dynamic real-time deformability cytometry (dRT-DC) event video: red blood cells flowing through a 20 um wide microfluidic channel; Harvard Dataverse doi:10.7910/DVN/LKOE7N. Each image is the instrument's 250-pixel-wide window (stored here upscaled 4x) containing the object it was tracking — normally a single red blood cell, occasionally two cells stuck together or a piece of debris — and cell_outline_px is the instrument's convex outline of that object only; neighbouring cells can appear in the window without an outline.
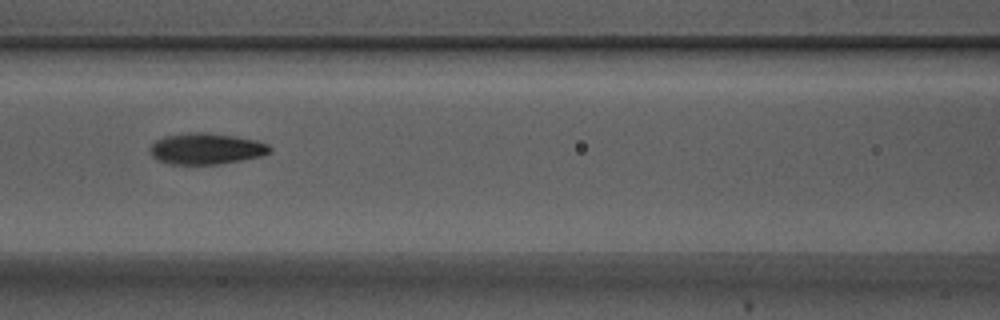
{"species": "Egyptian fruit bat (a non-hibernating species)", "species_latin": "Rousettus aegyptiacus", "temperature_condition": "warm", "stored_images_in_passage": 3, "camera_frame_rate_fps": 3000, "um_per_image_px": 0.085, "animal": {"sex": "male"}, "frame": {"image": 1, "passage_image": 3, "time_ms": 0.667, "image_size_px": [1000, 320], "cell_outline_px": [[272, 148], [268, 152], [260, 156], [220, 164], [168, 164], [156, 160], [152, 156], [148, 148], [156, 140], [164, 136], [192, 132], [204, 132], [232, 136], [256, 140], [268, 144]], "centroid_in_image_um": [17.47, 12.64], "position_along_channel_um": 149.1, "area_um2": 21.68}}